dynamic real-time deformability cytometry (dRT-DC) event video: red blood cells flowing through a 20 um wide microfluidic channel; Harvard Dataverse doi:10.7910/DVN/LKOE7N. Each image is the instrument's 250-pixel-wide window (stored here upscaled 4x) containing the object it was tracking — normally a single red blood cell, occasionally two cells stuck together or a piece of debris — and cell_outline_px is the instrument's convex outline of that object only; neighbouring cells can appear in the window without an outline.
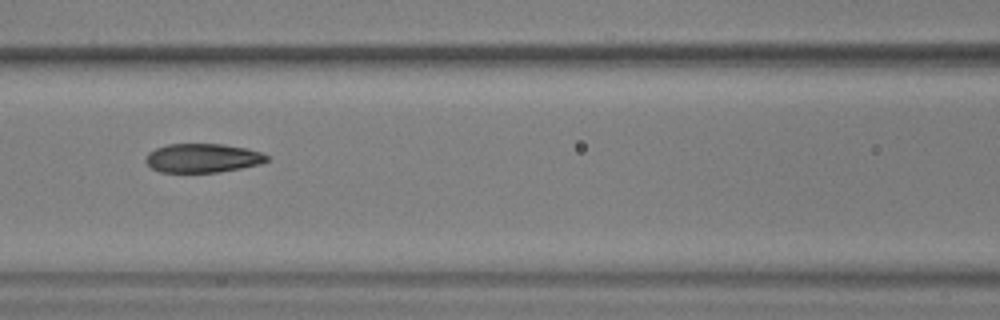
{"species": "common noctule bat (a hibernating species)", "species_latin": "Nyctalus noctula", "temperature_condition": "warm", "stored_images_in_passage": 23, "camera_frame_rate_fps": 3000, "um_per_image_px": 0.085, "animal": {"sex": "male", "body_mass_g": 17.9, "forearm_length_mm": 54.2}, "frame": {"image": 1, "passage_image": 7, "time_ms": 2.0, "image_size_px": [1000, 320], "cell_outline_px": [[268, 160], [260, 164], [220, 172], [160, 172], [152, 168], [144, 160], [148, 152], [156, 148], [168, 144], [224, 144], [248, 148], [260, 152], [268, 156]], "centroid_in_image_um": [17.22, 13.43], "position_along_channel_um": 149.4, "area_um2": 20.46}}
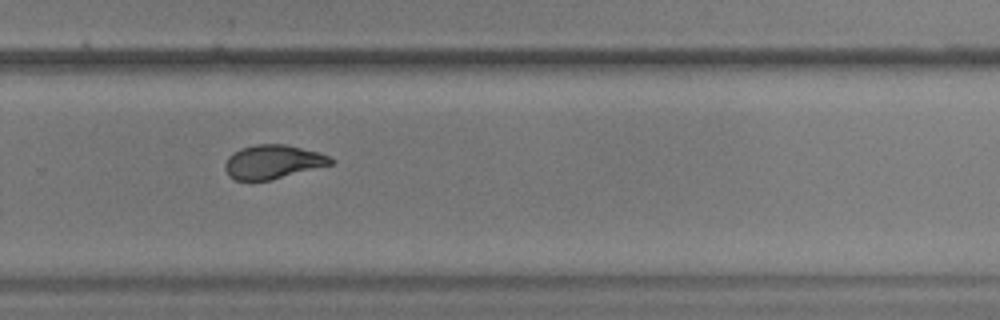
{"frame": {"image": 2, "passage_image": 20, "time_ms": 6.333, "image_size_px": [1000, 320], "cell_outline_px": [[336, 160], [332, 164], [268, 180], [236, 180], [228, 176], [224, 168], [224, 164], [228, 156], [240, 148], [256, 144], [284, 144], [320, 152]], "centroid_in_image_um": [23.17, 13.74], "position_along_channel_um": 306.6, "area_um2": 20.75}}